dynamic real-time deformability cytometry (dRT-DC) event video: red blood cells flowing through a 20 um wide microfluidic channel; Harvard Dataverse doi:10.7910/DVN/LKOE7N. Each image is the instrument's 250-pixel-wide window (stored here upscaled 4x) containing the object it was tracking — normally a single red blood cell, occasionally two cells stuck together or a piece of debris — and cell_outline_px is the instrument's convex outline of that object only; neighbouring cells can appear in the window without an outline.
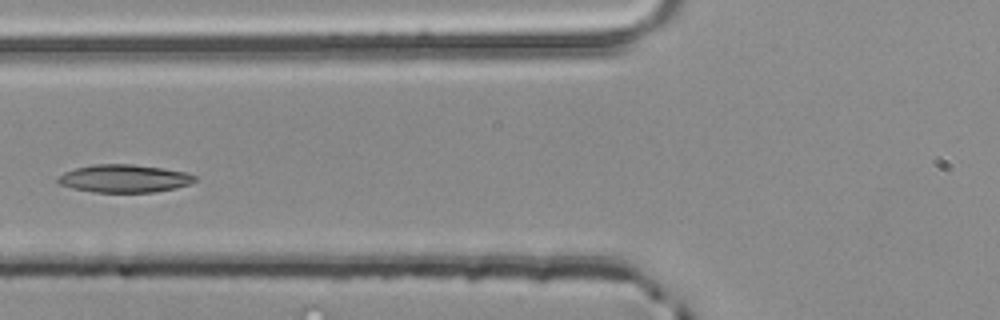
{"species": "common noctule bat (a hibernating species)", "species_latin": "Nyctalus noctula", "temperature_condition": "room temperature", "stored_images_in_passage": 2, "camera_frame_rate_fps": 3000, "um_per_image_px": 0.085, "animal": {"sex": "male", "body_mass_g": 20.4}, "frame": {"image": 1, "passage_image": 2, "time_ms": 0.333, "image_size_px": [1000, 320], "cell_outline_px": [[196, 180], [188, 184], [176, 188], [152, 192], [92, 192], [72, 188], [60, 184], [56, 180], [64, 172], [76, 168], [92, 164], [132, 164], [160, 168], [184, 172], [196, 176]], "centroid_in_image_um": [10.53, 15.17], "position_along_channel_um": 115.3, "area_um2": 22.02}}